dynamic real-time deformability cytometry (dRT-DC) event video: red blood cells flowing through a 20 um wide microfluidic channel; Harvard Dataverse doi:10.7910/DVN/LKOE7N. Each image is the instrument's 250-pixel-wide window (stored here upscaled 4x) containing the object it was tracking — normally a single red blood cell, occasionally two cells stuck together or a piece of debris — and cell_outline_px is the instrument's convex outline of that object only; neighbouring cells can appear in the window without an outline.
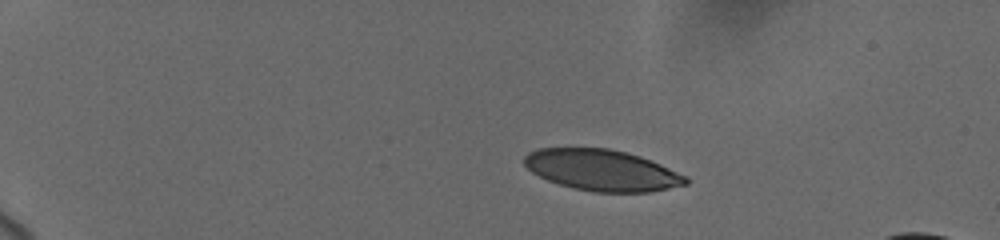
{"species": "human", "species_latin": "Homo sapiens", "temperature_condition": "cold", "stored_images_in_passage": 38, "camera_frame_rate_fps": 3000, "um_per_image_px": 0.085, "donor": {"sex": "female"}, "frame": {"image": 1, "passage_image": 1, "time_ms": 0.0, "image_size_px": [1000, 240], "cell_outline_px": [[688, 184], [648, 192], [596, 192], [576, 188], [560, 184], [548, 180], [532, 172], [524, 164], [524, 156], [528, 152], [540, 148], [612, 148], [628, 152], [640, 156], [660, 164], [688, 176]], "centroid_in_image_um": [51.19, 14.45], "position_along_channel_um": 33.8, "area_um2": 38.61}}
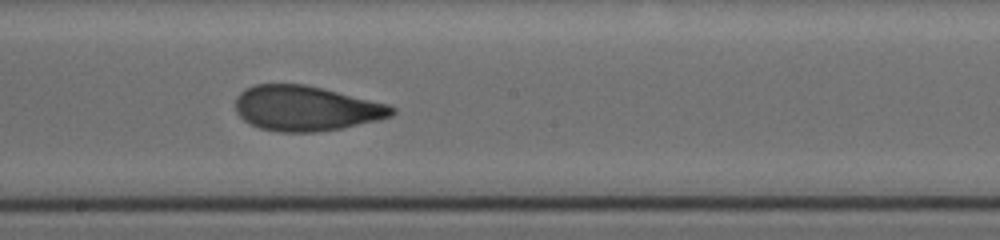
{"frame": {"image": 2, "passage_image": 14, "time_ms": 7.667, "image_size_px": [1000, 240], "cell_outline_px": [[396, 112], [392, 116], [380, 120], [340, 128], [316, 132], [280, 132], [260, 128], [244, 120], [236, 112], [236, 96], [244, 88], [256, 84], [304, 84], [324, 88], [388, 104], [396, 108]], "centroid_in_image_um": [26.02, 9.2], "position_along_channel_um": 222.2, "area_um2": 41.21}}
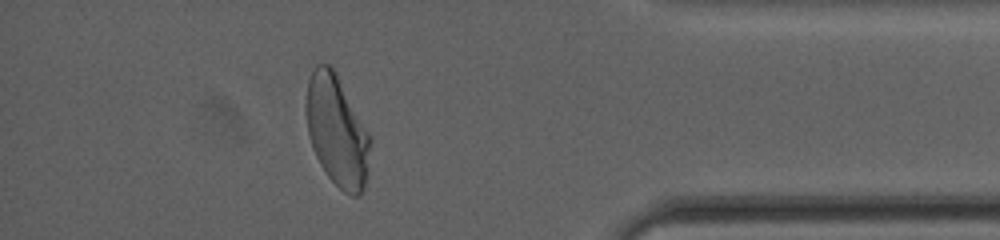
{"frame": {"image": 3, "passage_image": 32, "time_ms": 13.333, "image_size_px": [1000, 240], "cell_outline_px": [[372, 140], [364, 188], [356, 196], [352, 196], [344, 192], [328, 176], [320, 164], [312, 148], [308, 136], [304, 108], [304, 104], [308, 80], [316, 64], [328, 64], [336, 72], [368, 132]], "centroid_in_image_um": [28.61, 11.11], "position_along_channel_um": 406.6, "area_um2": 41.38}, "authors_computed_cell_mechanics": {"area_um2": 41.0091, "velocity_mm_per_s": 3.672, "shape_relaxation_time_tau1_ms": 5.0874, "shape_relaxation_time_tau2_ms": 0.8812, "deformation_change_tau1": 0.1616, "deformation_change_tau2": 0.0578}}